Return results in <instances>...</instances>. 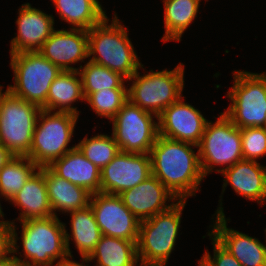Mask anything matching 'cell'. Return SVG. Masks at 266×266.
Returning <instances> with one entry per match:
<instances>
[{"label":"cell","mask_w":266,"mask_h":266,"mask_svg":"<svg viewBox=\"0 0 266 266\" xmlns=\"http://www.w3.org/2000/svg\"><path fill=\"white\" fill-rule=\"evenodd\" d=\"M82 263H78L76 261H72L70 260L68 257L64 260H62L60 263H56V266H88L87 265H84V261L85 263H88L90 262L89 259L87 257H82Z\"/></svg>","instance_id":"obj_36"},{"label":"cell","mask_w":266,"mask_h":266,"mask_svg":"<svg viewBox=\"0 0 266 266\" xmlns=\"http://www.w3.org/2000/svg\"><path fill=\"white\" fill-rule=\"evenodd\" d=\"M12 157H14V155L0 143V170L10 159H12Z\"/></svg>","instance_id":"obj_35"},{"label":"cell","mask_w":266,"mask_h":266,"mask_svg":"<svg viewBox=\"0 0 266 266\" xmlns=\"http://www.w3.org/2000/svg\"><path fill=\"white\" fill-rule=\"evenodd\" d=\"M100 175V192L119 195L152 175L150 156L119 151L113 160L100 170Z\"/></svg>","instance_id":"obj_13"},{"label":"cell","mask_w":266,"mask_h":266,"mask_svg":"<svg viewBox=\"0 0 266 266\" xmlns=\"http://www.w3.org/2000/svg\"><path fill=\"white\" fill-rule=\"evenodd\" d=\"M1 94H2V86L0 85V96H1Z\"/></svg>","instance_id":"obj_40"},{"label":"cell","mask_w":266,"mask_h":266,"mask_svg":"<svg viewBox=\"0 0 266 266\" xmlns=\"http://www.w3.org/2000/svg\"><path fill=\"white\" fill-rule=\"evenodd\" d=\"M41 108L8 90L0 96V143L14 156H27Z\"/></svg>","instance_id":"obj_9"},{"label":"cell","mask_w":266,"mask_h":266,"mask_svg":"<svg viewBox=\"0 0 266 266\" xmlns=\"http://www.w3.org/2000/svg\"><path fill=\"white\" fill-rule=\"evenodd\" d=\"M234 84L227 93L231 104L223 112L240 128L263 127L266 122V73L235 71Z\"/></svg>","instance_id":"obj_8"},{"label":"cell","mask_w":266,"mask_h":266,"mask_svg":"<svg viewBox=\"0 0 266 266\" xmlns=\"http://www.w3.org/2000/svg\"><path fill=\"white\" fill-rule=\"evenodd\" d=\"M71 215V232L68 234L65 227L66 249L70 258V239L74 240L75 246L82 257H88L95 249L96 244L102 236L101 230L95 220L92 208L88 205L86 208L69 212Z\"/></svg>","instance_id":"obj_24"},{"label":"cell","mask_w":266,"mask_h":266,"mask_svg":"<svg viewBox=\"0 0 266 266\" xmlns=\"http://www.w3.org/2000/svg\"><path fill=\"white\" fill-rule=\"evenodd\" d=\"M215 123L207 122L198 145L201 169L206 177L216 166L231 167L243 160L241 129L224 114Z\"/></svg>","instance_id":"obj_10"},{"label":"cell","mask_w":266,"mask_h":266,"mask_svg":"<svg viewBox=\"0 0 266 266\" xmlns=\"http://www.w3.org/2000/svg\"><path fill=\"white\" fill-rule=\"evenodd\" d=\"M78 117L70 112L41 109L30 151L26 157H29L39 168L48 167L53 161L75 148L76 145L71 148L67 146L71 142Z\"/></svg>","instance_id":"obj_5"},{"label":"cell","mask_w":266,"mask_h":266,"mask_svg":"<svg viewBox=\"0 0 266 266\" xmlns=\"http://www.w3.org/2000/svg\"><path fill=\"white\" fill-rule=\"evenodd\" d=\"M179 100L158 116V134L162 137L199 145L208 120L194 106Z\"/></svg>","instance_id":"obj_14"},{"label":"cell","mask_w":266,"mask_h":266,"mask_svg":"<svg viewBox=\"0 0 266 266\" xmlns=\"http://www.w3.org/2000/svg\"><path fill=\"white\" fill-rule=\"evenodd\" d=\"M4 217V214H3V211H2V208H1V205H0V218ZM0 225H11V221H3L1 220L0 221Z\"/></svg>","instance_id":"obj_38"},{"label":"cell","mask_w":266,"mask_h":266,"mask_svg":"<svg viewBox=\"0 0 266 266\" xmlns=\"http://www.w3.org/2000/svg\"><path fill=\"white\" fill-rule=\"evenodd\" d=\"M17 240L18 235L13 221L11 225H0V262L7 260L9 254L18 252Z\"/></svg>","instance_id":"obj_34"},{"label":"cell","mask_w":266,"mask_h":266,"mask_svg":"<svg viewBox=\"0 0 266 266\" xmlns=\"http://www.w3.org/2000/svg\"><path fill=\"white\" fill-rule=\"evenodd\" d=\"M39 53L61 70L79 71L71 67L88 58V31L84 29L54 30L43 43Z\"/></svg>","instance_id":"obj_16"},{"label":"cell","mask_w":266,"mask_h":266,"mask_svg":"<svg viewBox=\"0 0 266 266\" xmlns=\"http://www.w3.org/2000/svg\"><path fill=\"white\" fill-rule=\"evenodd\" d=\"M201 0H163L166 41H181L182 34L196 18Z\"/></svg>","instance_id":"obj_27"},{"label":"cell","mask_w":266,"mask_h":266,"mask_svg":"<svg viewBox=\"0 0 266 266\" xmlns=\"http://www.w3.org/2000/svg\"><path fill=\"white\" fill-rule=\"evenodd\" d=\"M79 73L85 99L91 93L102 89L126 88L124 80L127 81V79L125 77L90 60L83 67L80 66Z\"/></svg>","instance_id":"obj_29"},{"label":"cell","mask_w":266,"mask_h":266,"mask_svg":"<svg viewBox=\"0 0 266 266\" xmlns=\"http://www.w3.org/2000/svg\"><path fill=\"white\" fill-rule=\"evenodd\" d=\"M222 202L216 210L213 230L209 232L242 266H266V246L257 238L227 228Z\"/></svg>","instance_id":"obj_17"},{"label":"cell","mask_w":266,"mask_h":266,"mask_svg":"<svg viewBox=\"0 0 266 266\" xmlns=\"http://www.w3.org/2000/svg\"><path fill=\"white\" fill-rule=\"evenodd\" d=\"M78 99L85 101L79 71L62 70L50 85L46 100V110L56 111L58 109L57 111L59 112H70L79 115L77 108L71 106Z\"/></svg>","instance_id":"obj_23"},{"label":"cell","mask_w":266,"mask_h":266,"mask_svg":"<svg viewBox=\"0 0 266 266\" xmlns=\"http://www.w3.org/2000/svg\"><path fill=\"white\" fill-rule=\"evenodd\" d=\"M108 17L88 30V57L97 63L121 74L128 81L143 67L128 37V30L114 14L108 25ZM97 55V56H96Z\"/></svg>","instance_id":"obj_2"},{"label":"cell","mask_w":266,"mask_h":266,"mask_svg":"<svg viewBox=\"0 0 266 266\" xmlns=\"http://www.w3.org/2000/svg\"><path fill=\"white\" fill-rule=\"evenodd\" d=\"M185 204L186 200H178L169 209L140 221L136 244L138 262L166 266L176 245Z\"/></svg>","instance_id":"obj_4"},{"label":"cell","mask_w":266,"mask_h":266,"mask_svg":"<svg viewBox=\"0 0 266 266\" xmlns=\"http://www.w3.org/2000/svg\"><path fill=\"white\" fill-rule=\"evenodd\" d=\"M18 10V34L11 40L10 54L39 51L55 30L54 17L31 7L30 3L22 4Z\"/></svg>","instance_id":"obj_18"},{"label":"cell","mask_w":266,"mask_h":266,"mask_svg":"<svg viewBox=\"0 0 266 266\" xmlns=\"http://www.w3.org/2000/svg\"><path fill=\"white\" fill-rule=\"evenodd\" d=\"M158 117L142 110L129 99L111 120L113 135L120 151L149 154L158 134Z\"/></svg>","instance_id":"obj_11"},{"label":"cell","mask_w":266,"mask_h":266,"mask_svg":"<svg viewBox=\"0 0 266 266\" xmlns=\"http://www.w3.org/2000/svg\"><path fill=\"white\" fill-rule=\"evenodd\" d=\"M45 183L54 216L56 210L69 213L89 205L91 194L86 189L57 176L48 167H45Z\"/></svg>","instance_id":"obj_22"},{"label":"cell","mask_w":266,"mask_h":266,"mask_svg":"<svg viewBox=\"0 0 266 266\" xmlns=\"http://www.w3.org/2000/svg\"><path fill=\"white\" fill-rule=\"evenodd\" d=\"M9 202L20 207L22 212L17 218L20 221L53 216L45 183V167L38 168Z\"/></svg>","instance_id":"obj_21"},{"label":"cell","mask_w":266,"mask_h":266,"mask_svg":"<svg viewBox=\"0 0 266 266\" xmlns=\"http://www.w3.org/2000/svg\"><path fill=\"white\" fill-rule=\"evenodd\" d=\"M48 168L57 176L86 189L91 195L100 192V169L77 146L53 161Z\"/></svg>","instance_id":"obj_20"},{"label":"cell","mask_w":266,"mask_h":266,"mask_svg":"<svg viewBox=\"0 0 266 266\" xmlns=\"http://www.w3.org/2000/svg\"><path fill=\"white\" fill-rule=\"evenodd\" d=\"M241 146L244 160L256 161L266 155V129L247 127L241 129Z\"/></svg>","instance_id":"obj_32"},{"label":"cell","mask_w":266,"mask_h":266,"mask_svg":"<svg viewBox=\"0 0 266 266\" xmlns=\"http://www.w3.org/2000/svg\"><path fill=\"white\" fill-rule=\"evenodd\" d=\"M38 168L29 157H12L0 170V195L11 200Z\"/></svg>","instance_id":"obj_28"},{"label":"cell","mask_w":266,"mask_h":266,"mask_svg":"<svg viewBox=\"0 0 266 266\" xmlns=\"http://www.w3.org/2000/svg\"><path fill=\"white\" fill-rule=\"evenodd\" d=\"M10 55L14 85H9L7 90L16 97L46 110L50 85L62 70L44 58L39 51Z\"/></svg>","instance_id":"obj_7"},{"label":"cell","mask_w":266,"mask_h":266,"mask_svg":"<svg viewBox=\"0 0 266 266\" xmlns=\"http://www.w3.org/2000/svg\"><path fill=\"white\" fill-rule=\"evenodd\" d=\"M89 206L102 235L138 241L140 221L126 208L119 195L93 193Z\"/></svg>","instance_id":"obj_12"},{"label":"cell","mask_w":266,"mask_h":266,"mask_svg":"<svg viewBox=\"0 0 266 266\" xmlns=\"http://www.w3.org/2000/svg\"><path fill=\"white\" fill-rule=\"evenodd\" d=\"M22 224L24 260L12 254L25 266H56L69 257L66 249L65 227L57 216L28 219ZM29 259V260H27Z\"/></svg>","instance_id":"obj_3"},{"label":"cell","mask_w":266,"mask_h":266,"mask_svg":"<svg viewBox=\"0 0 266 266\" xmlns=\"http://www.w3.org/2000/svg\"><path fill=\"white\" fill-rule=\"evenodd\" d=\"M126 208L139 220L144 221L152 216L169 209L178 198L171 193L154 175L119 194Z\"/></svg>","instance_id":"obj_15"},{"label":"cell","mask_w":266,"mask_h":266,"mask_svg":"<svg viewBox=\"0 0 266 266\" xmlns=\"http://www.w3.org/2000/svg\"><path fill=\"white\" fill-rule=\"evenodd\" d=\"M0 266H25L20 261L14 259L12 256L7 260L0 262Z\"/></svg>","instance_id":"obj_37"},{"label":"cell","mask_w":266,"mask_h":266,"mask_svg":"<svg viewBox=\"0 0 266 266\" xmlns=\"http://www.w3.org/2000/svg\"><path fill=\"white\" fill-rule=\"evenodd\" d=\"M137 242L102 235L95 249L87 257L97 258L96 266H134L138 263Z\"/></svg>","instance_id":"obj_26"},{"label":"cell","mask_w":266,"mask_h":266,"mask_svg":"<svg viewBox=\"0 0 266 266\" xmlns=\"http://www.w3.org/2000/svg\"><path fill=\"white\" fill-rule=\"evenodd\" d=\"M76 146L100 170L111 162L120 151L113 135L110 137L108 135L98 134L92 138L86 136Z\"/></svg>","instance_id":"obj_30"},{"label":"cell","mask_w":266,"mask_h":266,"mask_svg":"<svg viewBox=\"0 0 266 266\" xmlns=\"http://www.w3.org/2000/svg\"><path fill=\"white\" fill-rule=\"evenodd\" d=\"M128 99L142 110L157 117L161 112L182 97L184 89V64L173 70L153 71L140 76L136 71L130 79Z\"/></svg>","instance_id":"obj_6"},{"label":"cell","mask_w":266,"mask_h":266,"mask_svg":"<svg viewBox=\"0 0 266 266\" xmlns=\"http://www.w3.org/2000/svg\"><path fill=\"white\" fill-rule=\"evenodd\" d=\"M197 145L157 136L149 152L151 172L178 200L195 196L204 174Z\"/></svg>","instance_id":"obj_1"},{"label":"cell","mask_w":266,"mask_h":266,"mask_svg":"<svg viewBox=\"0 0 266 266\" xmlns=\"http://www.w3.org/2000/svg\"><path fill=\"white\" fill-rule=\"evenodd\" d=\"M212 245L214 247V255L211 257L210 253L206 250L202 259L198 262L199 266H242V264L230 254L210 233Z\"/></svg>","instance_id":"obj_33"},{"label":"cell","mask_w":266,"mask_h":266,"mask_svg":"<svg viewBox=\"0 0 266 266\" xmlns=\"http://www.w3.org/2000/svg\"><path fill=\"white\" fill-rule=\"evenodd\" d=\"M224 175L223 190L228 183L238 195L260 204L266 201V166L257 161L241 160L228 168L216 169Z\"/></svg>","instance_id":"obj_19"},{"label":"cell","mask_w":266,"mask_h":266,"mask_svg":"<svg viewBox=\"0 0 266 266\" xmlns=\"http://www.w3.org/2000/svg\"><path fill=\"white\" fill-rule=\"evenodd\" d=\"M128 100V88H113L91 93L85 101L101 117L113 119Z\"/></svg>","instance_id":"obj_31"},{"label":"cell","mask_w":266,"mask_h":266,"mask_svg":"<svg viewBox=\"0 0 266 266\" xmlns=\"http://www.w3.org/2000/svg\"><path fill=\"white\" fill-rule=\"evenodd\" d=\"M139 264H140V266H163V265H159V264H151V263H144V262H141ZM136 265H138V264L136 263L134 266H136Z\"/></svg>","instance_id":"obj_39"},{"label":"cell","mask_w":266,"mask_h":266,"mask_svg":"<svg viewBox=\"0 0 266 266\" xmlns=\"http://www.w3.org/2000/svg\"><path fill=\"white\" fill-rule=\"evenodd\" d=\"M61 20L71 24L73 29L90 30L107 16L98 0H51Z\"/></svg>","instance_id":"obj_25"}]
</instances>
